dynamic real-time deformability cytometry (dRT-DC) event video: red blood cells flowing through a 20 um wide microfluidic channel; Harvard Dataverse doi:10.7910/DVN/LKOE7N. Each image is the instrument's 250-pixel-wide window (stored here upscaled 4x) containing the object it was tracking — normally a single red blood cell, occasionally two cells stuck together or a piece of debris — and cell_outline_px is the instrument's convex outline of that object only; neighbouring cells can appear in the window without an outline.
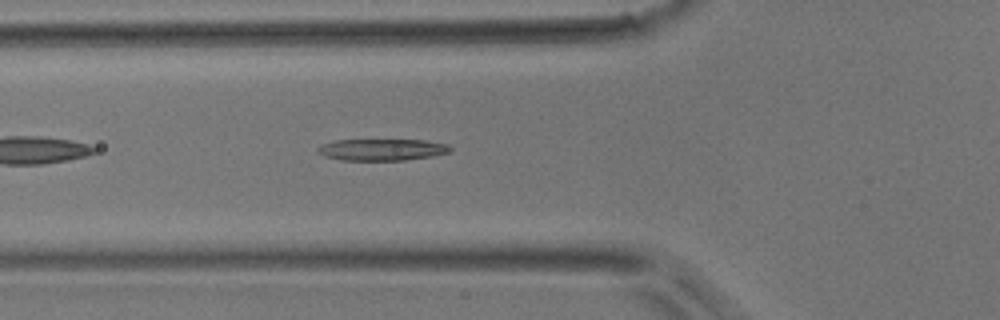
{"species": "common noctule bat (a hibernating species)", "species_latin": "Nyctalus noctula", "temperature_condition": "room temperature", "stored_images_in_passage": 35, "camera_frame_rate_fps": 3000, "um_per_image_px": 0.085, "animal": {"sex": "male", "body_mass_g": 17.9}, "frame": {"image": 1, "passage_image": 5, "time_ms": 1.333, "image_size_px": [1000, 320], "cell_outline_px": [[452, 148], [448, 152], [432, 156], [404, 160], [340, 160], [324, 156], [316, 152], [316, 148], [320, 144], [336, 140], [424, 140], [448, 144]], "centroid_in_image_um": [32.41, 12.72], "position_along_channel_um": 93.4, "area_um2": 16.76}}
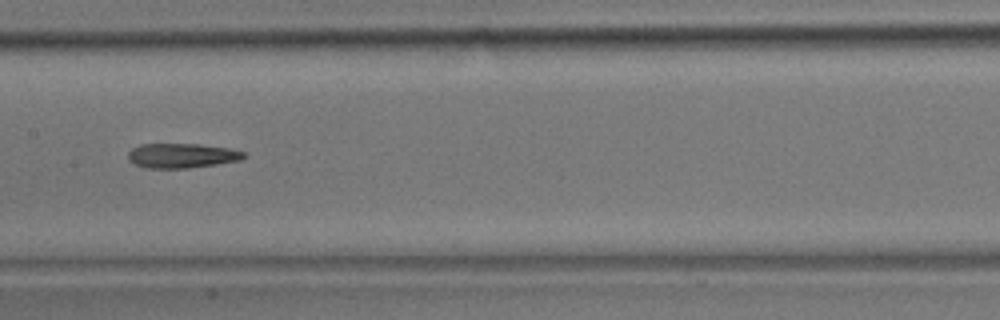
{"frame": {"image": 2, "passage_image": 12, "time_ms": 3.667, "image_size_px": [1000, 320], "cell_outline_px": [[248, 156], [240, 160], [216, 164], [188, 168], [144, 168], [132, 164], [128, 160], [128, 152], [132, 148], [140, 144], [200, 144], [228, 148], [244, 152]], "centroid_in_image_um": [15.42, 13.23], "position_along_channel_um": 192.0, "area_um2": 16.76}}
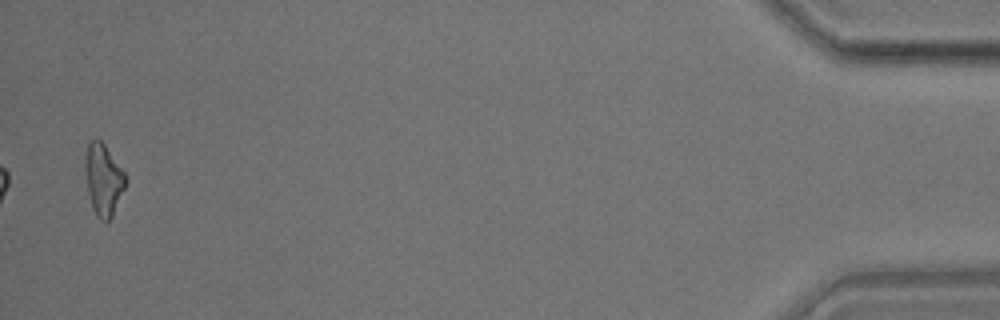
{"frame": {"image": 3, "passage_image": 35, "time_ms": 11.333, "image_size_px": [1000, 320], "cell_outline_px": [[124, 188], [112, 216], [108, 220], [100, 220], [96, 216], [92, 208], [88, 192], [84, 164], [84, 156], [88, 144], [92, 140], [100, 140], [104, 144], [124, 172]], "centroid_in_image_um": [8.75, 15.26], "position_along_channel_um": 426.5, "area_um2": 16.42}}